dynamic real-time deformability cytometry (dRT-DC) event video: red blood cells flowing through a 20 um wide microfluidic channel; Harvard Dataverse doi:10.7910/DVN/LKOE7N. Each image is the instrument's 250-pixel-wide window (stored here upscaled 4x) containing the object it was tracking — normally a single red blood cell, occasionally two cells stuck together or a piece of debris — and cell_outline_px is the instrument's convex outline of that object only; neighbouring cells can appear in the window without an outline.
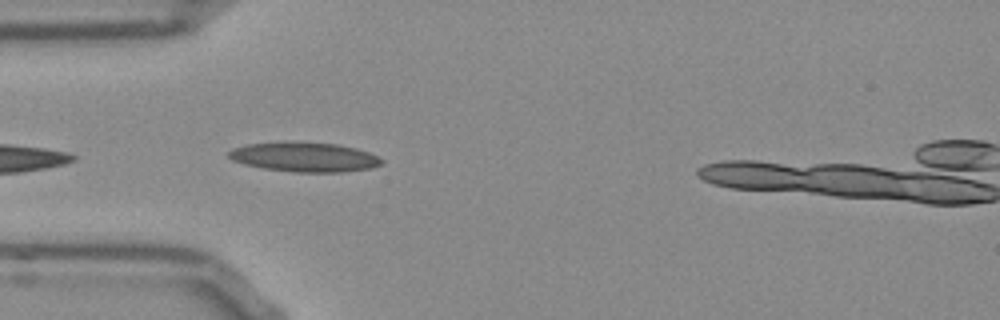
{"species": "Egyptian fruit bat (a non-hibernating species)", "species_latin": "Rousettus aegyptiacus", "temperature_condition": "room temperature", "stored_images_in_passage": 8, "camera_frame_rate_fps": 3000, "um_per_image_px": 0.085, "frame": {"image": 1, "passage_image": 1, "time_ms": 0.0, "image_size_px": [1000, 320], "cell_outline_px": [[384, 164], [372, 168], [340, 172], [296, 172], [264, 168], [244, 164], [232, 160], [228, 156], [228, 152], [232, 148], [248, 144], [336, 144], [356, 148], [368, 152], [384, 160]], "centroid_in_image_um": [25.93, 13.39], "position_along_channel_um": 59.1, "area_um2": 25.37}}